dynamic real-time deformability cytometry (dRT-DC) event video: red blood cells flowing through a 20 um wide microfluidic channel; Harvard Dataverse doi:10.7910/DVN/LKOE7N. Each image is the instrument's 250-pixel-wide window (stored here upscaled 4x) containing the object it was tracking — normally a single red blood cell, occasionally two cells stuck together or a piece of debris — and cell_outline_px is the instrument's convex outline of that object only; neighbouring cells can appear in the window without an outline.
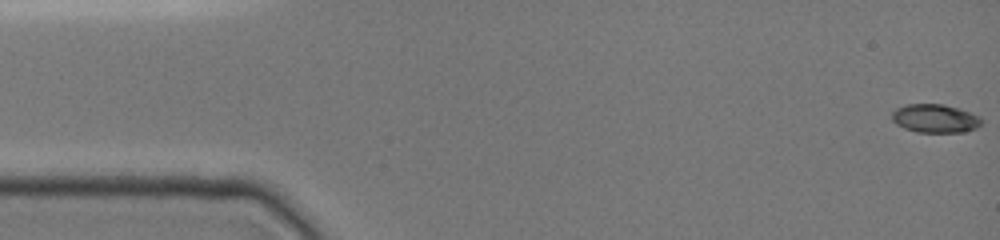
{"species": "common noctule bat (a hibernating species)", "species_latin": "Nyctalus noctula", "temperature_condition": "cold", "stored_images_in_passage": 20, "camera_frame_rate_fps": 3000, "um_per_image_px": 0.085, "animal": {"sex": "female", "body_mass_g": 19.0, "forearm_length_mm": 51.5}, "frame": {"image": 1, "passage_image": 1, "time_ms": 0.0, "image_size_px": [1000, 240], "cell_outline_px": [[984, 120], [976, 128], [964, 132], [916, 132], [904, 128], [896, 124], [892, 120], [892, 112], [896, 108], [908, 104], [944, 104], [960, 108], [980, 116]], "centroid_in_image_um": [79.5, 10.06], "position_along_channel_um": 5.5, "area_um2": 15.03}}
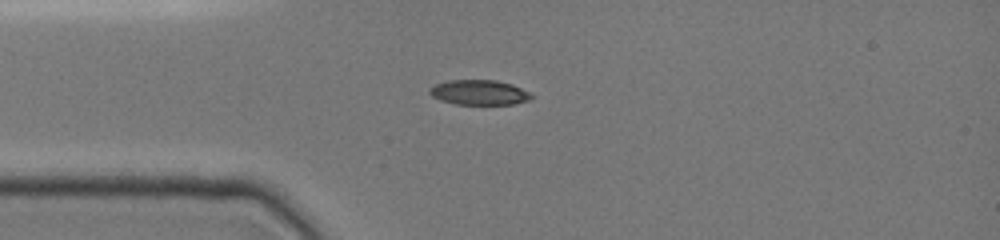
{"frame": {"image": 2, "passage_image": 17, "time_ms": 4.0, "image_size_px": [1000, 240], "cell_outline_px": [[532, 96], [528, 100], [516, 104], [456, 104], [440, 100], [432, 96], [428, 92], [428, 88], [436, 84], [448, 80], [496, 80], [512, 84], [528, 92]], "centroid_in_image_um": [40.69, 7.85], "position_along_channel_um": 44.3, "area_um2": 14.74}}